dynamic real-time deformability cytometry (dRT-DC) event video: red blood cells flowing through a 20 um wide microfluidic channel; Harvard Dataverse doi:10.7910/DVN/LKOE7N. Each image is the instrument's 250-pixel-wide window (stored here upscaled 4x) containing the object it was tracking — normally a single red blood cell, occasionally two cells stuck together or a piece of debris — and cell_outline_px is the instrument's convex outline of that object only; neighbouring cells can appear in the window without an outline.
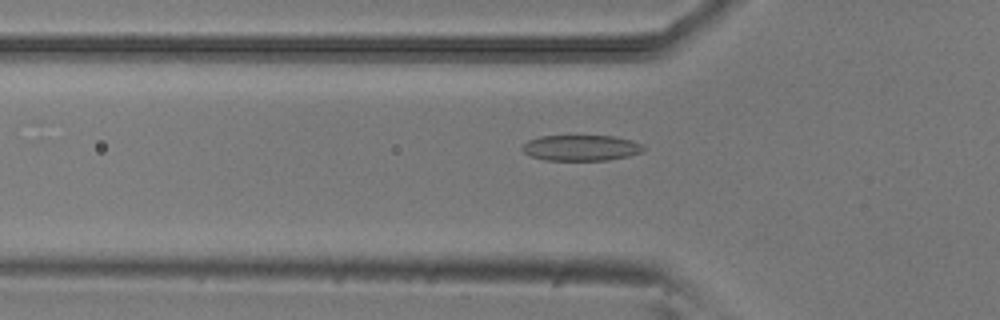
{"species": "common noctule bat (a hibernating species)", "species_latin": "Nyctalus noctula", "temperature_condition": "room temperature", "stored_images_in_passage": 28, "camera_frame_rate_fps": 3000, "um_per_image_px": 0.085, "animal": {"sex": "male", "body_mass_g": 20.5, "forearm_length_mm": 52.5}, "frame": {"image": 1, "passage_image": 4, "time_ms": 1.0, "image_size_px": [1000, 320], "cell_outline_px": [[644, 152], [628, 156], [608, 160], [544, 160], [528, 156], [520, 148], [528, 140], [540, 136], [612, 136], [632, 140], [640, 144], [644, 148]], "centroid_in_image_um": [49.36, 12.57], "position_along_channel_um": 76.4, "area_um2": 18.26}}
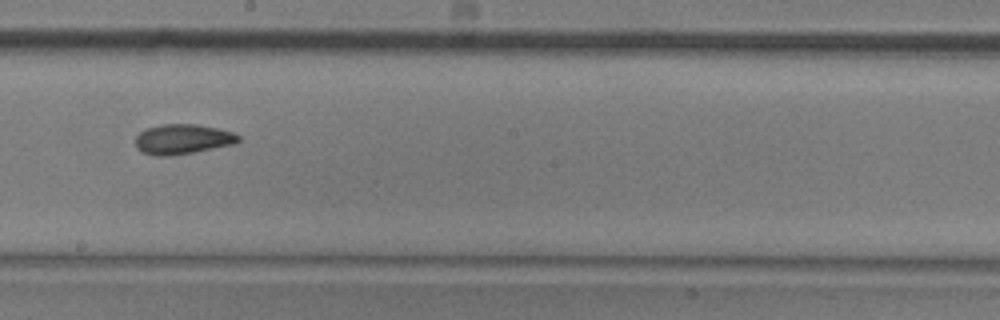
{"frame": {"image": 2, "passage_image": 16, "time_ms": 5.0, "image_size_px": [1000, 320], "cell_outline_px": [[240, 140], [236, 144], [192, 152], [168, 156], [156, 156], [140, 152], [136, 148], [136, 136], [144, 128], [160, 124], [196, 124], [236, 132], [240, 136]], "centroid_in_image_um": [15.52, 11.82], "position_along_channel_um": 232.7, "area_um2": 18.21}}
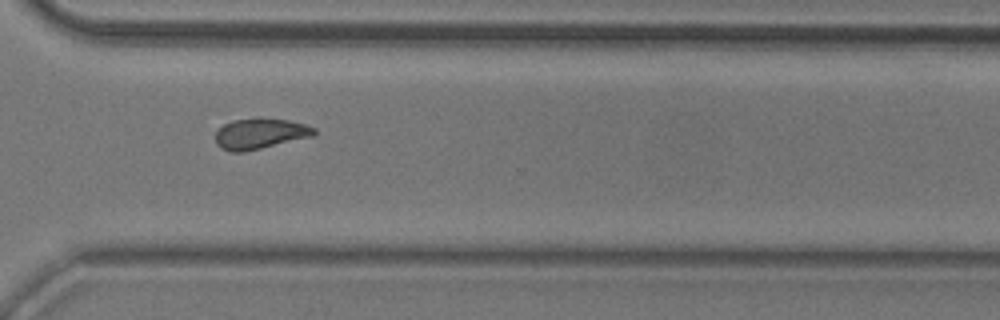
{"frame": {"image": 3, "passage_image": 25, "time_ms": 8.0, "image_size_px": [1000, 320], "cell_outline_px": [[316, 132], [312, 136], [244, 152], [232, 152], [220, 148], [216, 144], [216, 132], [224, 124], [232, 120], [252, 116], [256, 116], [288, 120], [304, 124], [316, 128]], "centroid_in_image_um": [22.07, 11.33], "position_along_channel_um": 348.5, "area_um2": 17.86}, "authors_computed_cell_mechanics": {"area_um2": 17.629, "velocity_mm_per_s": 3.8795, "shape_relaxation_time_tau1_ms": 7.8617, "shape_relaxation_time_tau2_ms": 2.679, "deformation_change_tau1": 0.1669, "deformation_change_tau2": 0.0923}}